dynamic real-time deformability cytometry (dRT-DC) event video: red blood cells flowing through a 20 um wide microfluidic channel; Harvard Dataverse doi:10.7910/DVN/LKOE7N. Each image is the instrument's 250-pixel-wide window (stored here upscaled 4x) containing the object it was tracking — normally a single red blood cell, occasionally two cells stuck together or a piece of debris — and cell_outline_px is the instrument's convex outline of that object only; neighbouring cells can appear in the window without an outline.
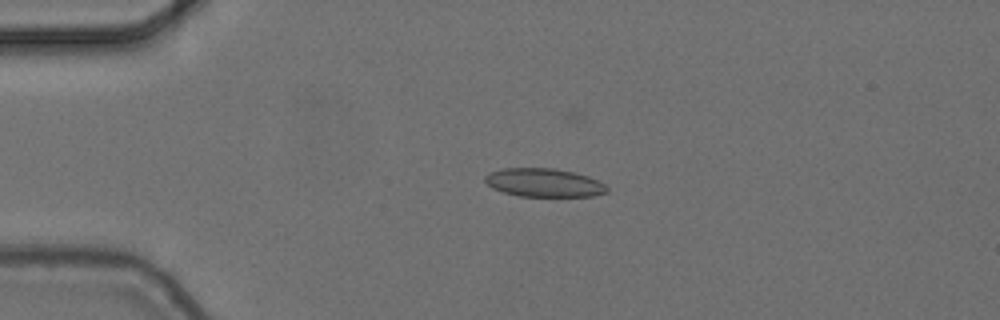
{"species": "common noctule bat (a hibernating species)", "species_latin": "Nyctalus noctula", "temperature_condition": "cold", "stored_images_in_passage": 5, "camera_frame_rate_fps": 3000, "um_per_image_px": 0.085, "animal": {"sex": "female", "body_mass_g": 24.6, "forearm_length_mm": 56.2}, "frame": {"image": 1, "passage_image": 4, "time_ms": 1.0, "image_size_px": [1000, 320], "cell_outline_px": [[608, 192], [592, 196], [520, 196], [504, 192], [492, 188], [484, 180], [484, 176], [500, 168], [552, 168], [572, 172], [588, 176], [604, 184], [608, 188]], "centroid_in_image_um": [46.22, 15.52], "position_along_channel_um": 38.8, "area_um2": 20.06}}